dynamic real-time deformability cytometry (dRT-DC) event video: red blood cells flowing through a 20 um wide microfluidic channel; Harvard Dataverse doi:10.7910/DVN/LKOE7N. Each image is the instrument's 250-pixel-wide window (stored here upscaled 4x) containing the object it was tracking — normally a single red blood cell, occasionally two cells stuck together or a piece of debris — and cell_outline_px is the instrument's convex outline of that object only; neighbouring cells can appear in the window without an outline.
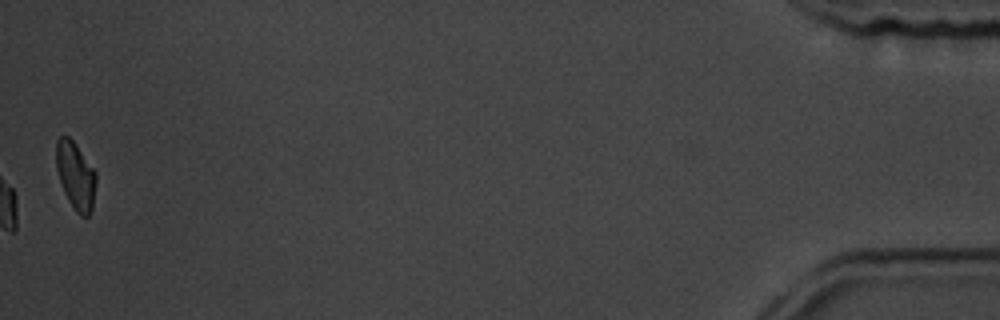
{"species": "common noctule bat (a hibernating species)", "species_latin": "Nyctalus noctula", "temperature_condition": "room temperature", "stored_images_in_passage": 40, "camera_frame_rate_fps": 3000, "um_per_image_px": 0.085, "animal": {"sex": "male", "body_mass_g": 19.5, "forearm_length_mm": 54.6}, "frame": {"image": 1, "passage_image": 40, "time_ms": 13.0, "image_size_px": [1000, 320], "cell_outline_px": [[96, 180], [92, 208], [88, 216], [80, 216], [76, 212], [68, 200], [64, 192], [56, 168], [56, 140], [60, 136], [68, 136], [76, 144], [96, 172]], "centroid_in_image_um": [6.42, 14.92], "position_along_channel_um": 428.8, "area_um2": 15.61}, "authors_computed_cell_mechanics": {"area_um2": 17.4267, "velocity_mm_per_s": 3.5863, "shape_relaxation_time_tau1_ms": 2.7762, "shape_relaxation_time_tau2_ms": null, "deformation_change_tau1": 0.1059, "deformation_change_tau2": null}}